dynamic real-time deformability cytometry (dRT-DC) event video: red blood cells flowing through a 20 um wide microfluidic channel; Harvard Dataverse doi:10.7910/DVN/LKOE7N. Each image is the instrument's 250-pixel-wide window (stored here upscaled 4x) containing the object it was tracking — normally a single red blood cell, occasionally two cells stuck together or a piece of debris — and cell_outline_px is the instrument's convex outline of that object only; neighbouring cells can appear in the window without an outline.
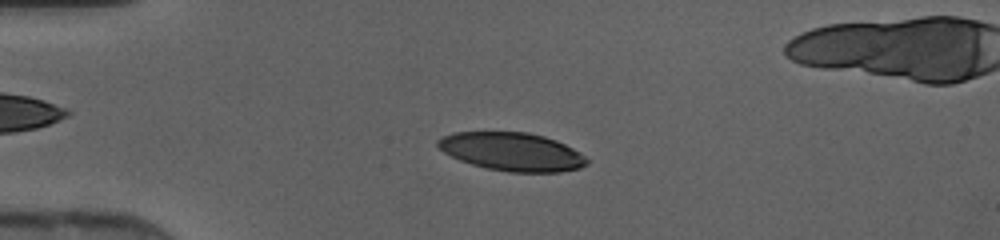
{"species": "human", "species_latin": "Homo sapiens", "temperature_condition": "cold", "stored_images_in_passage": 44, "camera_frame_rate_fps": 3000, "um_per_image_px": 0.085, "donor": {"sex": "female"}, "frame": {"image": 1, "passage_image": 11, "time_ms": 3.333, "image_size_px": [1000, 240], "cell_outline_px": [[588, 164], [580, 168], [560, 172], [508, 172], [488, 168], [472, 164], [460, 160], [444, 152], [436, 144], [436, 140], [452, 132], [528, 132], [544, 136], [556, 140], [580, 152], [588, 160]], "centroid_in_image_um": [43.53, 12.89], "position_along_channel_um": 41.5, "area_um2": 33.18}}
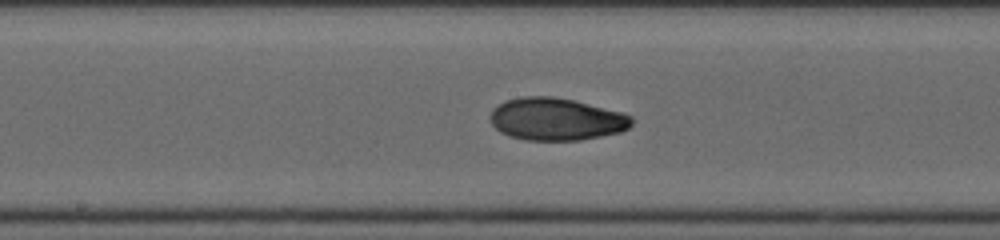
{"frame": {"image": 2, "passage_image": 24, "time_ms": 7.667, "image_size_px": [1000, 240], "cell_outline_px": [[632, 124], [628, 128], [620, 132], [580, 140], [524, 140], [508, 136], [500, 132], [492, 124], [492, 108], [504, 100], [520, 96], [552, 96], [572, 100], [624, 112], [632, 116]], "centroid_in_image_um": [47.27, 10.12], "position_along_channel_um": 200.9, "area_um2": 35.08}}
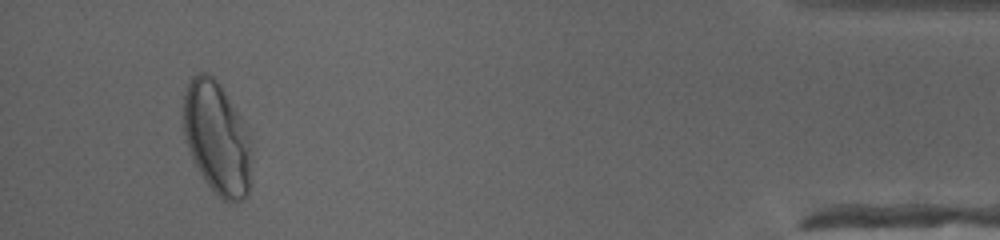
{"frame": {"image": 3, "passage_image": 43, "time_ms": 14.0, "image_size_px": [1000, 240], "cell_outline_px": [[252, 144], [248, 196], [240, 200], [224, 200], [204, 180], [192, 160], [184, 140], [184, 92], [192, 76], [200, 72], [208, 72], [216, 80], [224, 92], [236, 112]], "centroid_in_image_um": [18.41, 11.74], "position_along_channel_um": 416.8, "area_um2": 44.04}}